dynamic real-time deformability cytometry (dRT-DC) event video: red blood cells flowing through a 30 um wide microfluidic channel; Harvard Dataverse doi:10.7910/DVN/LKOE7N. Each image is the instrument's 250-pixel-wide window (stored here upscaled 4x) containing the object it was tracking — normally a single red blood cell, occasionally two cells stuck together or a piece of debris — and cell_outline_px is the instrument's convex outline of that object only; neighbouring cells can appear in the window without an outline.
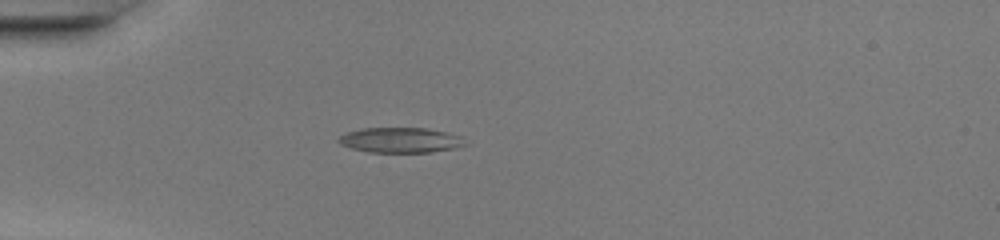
{"species": "common noctule bat (a hibernating species)", "species_latin": "Nyctalus noctula", "temperature_condition": "warm", "stored_images_in_passage": 48, "camera_frame_rate_fps": 3000, "um_per_image_px": 0.085, "animal": {"sex": "female", "body_mass_g": 20.0, "forearm_length_mm": 54.0}, "frame": {"image": 1, "passage_image": 14, "time_ms": 4.333, "image_size_px": [1000, 240], "cell_outline_px": [[468, 144], [456, 148], [432, 152], [368, 152], [352, 148], [340, 144], [336, 140], [340, 136], [348, 132], [360, 128], [428, 128], [448, 132], [464, 136]], "centroid_in_image_um": [34.11, 11.9], "position_along_channel_um": 50.9, "area_um2": 18.84}}
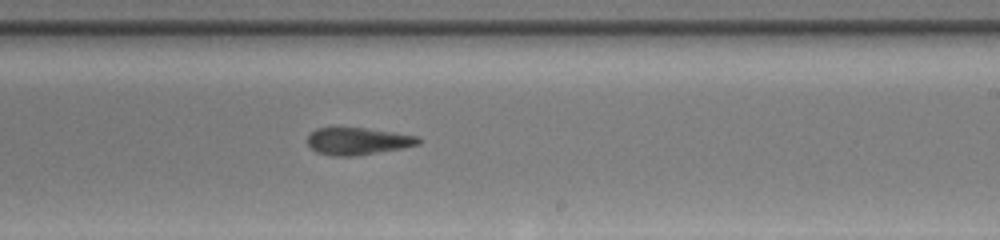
{"frame": {"image": 2, "passage_image": 30, "time_ms": 9.667, "image_size_px": [1000, 240], "cell_outline_px": [[420, 144], [404, 148], [356, 156], [332, 156], [316, 152], [308, 144], [308, 136], [316, 128], [368, 128], [416, 136], [420, 140]], "centroid_in_image_um": [30.41, 12.01], "position_along_channel_um": 258.6, "area_um2": 17.51}}
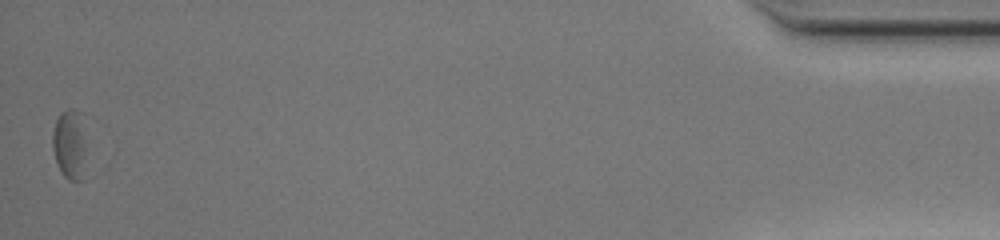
{"frame": {"image": 3, "passage_image": 48, "time_ms": 15.667, "image_size_px": [1000, 240], "cell_outline_px": [[84, 180], [68, 180], [64, 176], [56, 160], [52, 148], [52, 132], [56, 120], [60, 112], [68, 108], [76, 108], [80, 112], [84, 144]], "centroid_in_image_um": [5.89, 12.25], "position_along_channel_um": 429.3, "area_um2": 13.64}}